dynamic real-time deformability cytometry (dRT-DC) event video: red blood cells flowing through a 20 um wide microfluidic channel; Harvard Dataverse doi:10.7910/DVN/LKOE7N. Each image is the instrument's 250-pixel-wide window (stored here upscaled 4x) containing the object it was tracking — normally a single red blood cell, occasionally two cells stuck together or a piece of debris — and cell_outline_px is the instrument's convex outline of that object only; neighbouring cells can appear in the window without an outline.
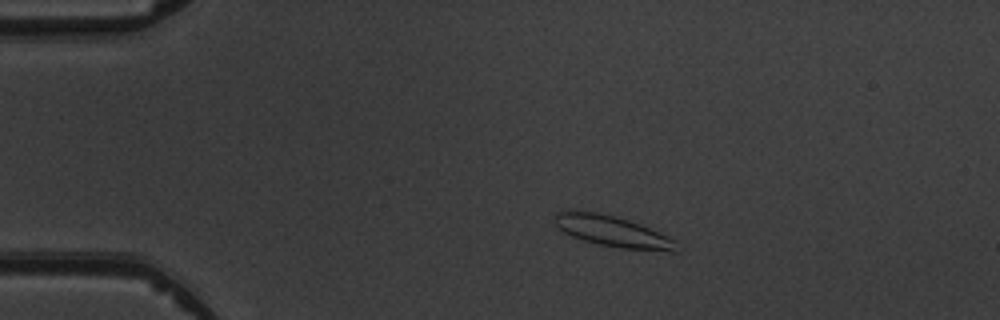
{"species": "common noctule bat (a hibernating species)", "species_latin": "Nyctalus noctula", "temperature_condition": "warm", "stored_images_in_passage": 4, "camera_frame_rate_fps": 3000, "um_per_image_px": 0.085, "animal": {"sex": "male", "body_mass_g": 19.5, "forearm_length_mm": 54.6}, "frame": {"image": 1, "passage_image": 2, "time_ms": 1.0, "image_size_px": [1000, 320], "cell_outline_px": [[680, 252], [676, 252], [620, 248], [600, 244], [584, 240], [572, 236], [564, 232], [556, 224], [556, 212], [564, 208], [568, 208], [600, 212], [616, 216], [640, 224], [668, 236], [676, 240]], "centroid_in_image_um": [52.08, 19.64], "position_along_channel_um": 32.9, "area_um2": 22.31}}
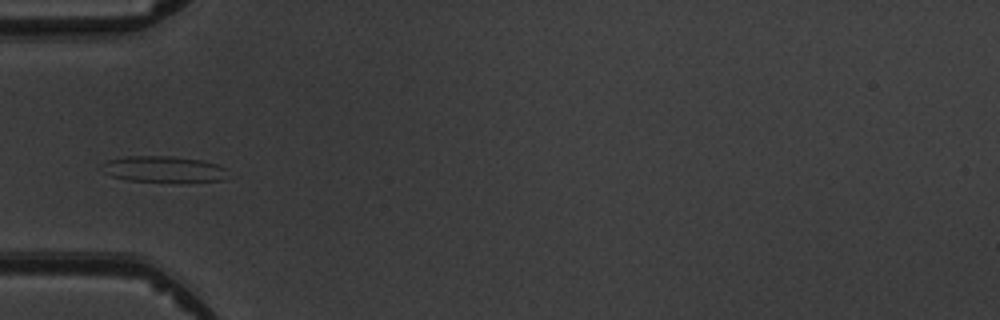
{"frame": {"image": 2, "passage_image": 4, "time_ms": 3.333, "image_size_px": [1000, 320], "cell_outline_px": [[224, 180], [180, 184], [128, 180], [112, 176], [104, 172], [100, 168], [100, 164], [108, 160], [124, 156], [172, 156], [204, 160], [220, 164], [224, 168]], "centroid_in_image_um": [13.91, 14.41], "position_along_channel_um": 71.1, "area_um2": 20.0}}